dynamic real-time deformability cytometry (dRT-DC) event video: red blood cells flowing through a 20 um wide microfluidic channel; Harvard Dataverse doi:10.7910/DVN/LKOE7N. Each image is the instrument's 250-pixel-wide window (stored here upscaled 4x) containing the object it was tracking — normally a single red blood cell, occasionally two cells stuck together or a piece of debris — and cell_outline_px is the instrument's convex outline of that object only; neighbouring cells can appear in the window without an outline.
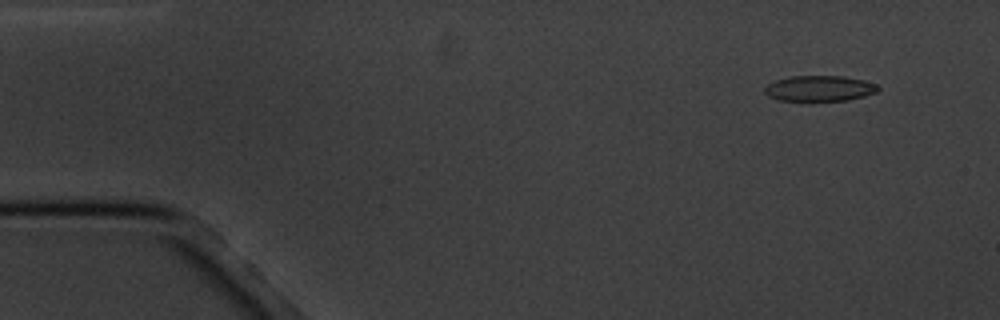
{"species": "common noctule bat (a hibernating species)", "species_latin": "Nyctalus noctula", "temperature_condition": "cold", "stored_images_in_passage": 5, "camera_frame_rate_fps": 3000, "um_per_image_px": 0.085, "animal": {"sex": "male", "body_mass_g": 20.1, "forearm_length_mm": 53.5}, "frame": {"image": 1, "passage_image": 2, "time_ms": 1.333, "image_size_px": [1000, 320], "cell_outline_px": [[880, 88], [876, 92], [864, 96], [848, 100], [808, 104], [776, 100], [768, 96], [764, 92], [764, 88], [768, 84], [776, 80], [792, 76], [844, 76], [864, 80], [876, 84]], "centroid_in_image_um": [69.61, 7.57], "position_along_channel_um": 15.4, "area_um2": 17.86}}